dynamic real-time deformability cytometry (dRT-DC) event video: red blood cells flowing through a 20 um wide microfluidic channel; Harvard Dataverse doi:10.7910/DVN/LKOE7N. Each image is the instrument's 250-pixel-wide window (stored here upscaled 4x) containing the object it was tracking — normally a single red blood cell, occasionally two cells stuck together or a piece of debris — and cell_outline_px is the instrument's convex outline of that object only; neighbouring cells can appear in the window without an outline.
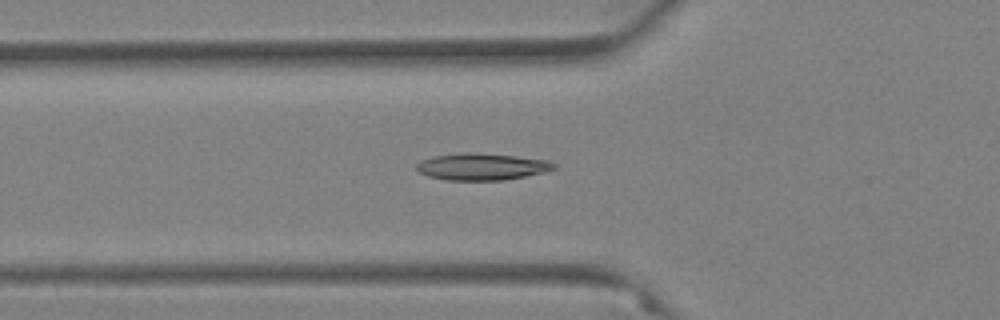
{"species": "Egyptian fruit bat (a non-hibernating species)", "species_latin": "Rousettus aegyptiacus", "temperature_condition": "warm", "stored_images_in_passage": 49, "camera_frame_rate_fps": 3000, "um_per_image_px": 0.085, "animal": {"sex": "female"}, "frame": {"image": 1, "passage_image": 13, "time_ms": 4.0, "image_size_px": [1000, 320], "cell_outline_px": [[556, 168], [548, 172], [504, 180], [448, 180], [428, 176], [420, 172], [416, 168], [416, 164], [432, 156], [516, 156], [548, 160], [556, 164]], "centroid_in_image_um": [41.06, 14.23], "position_along_channel_um": 84.7, "area_um2": 20.23}}
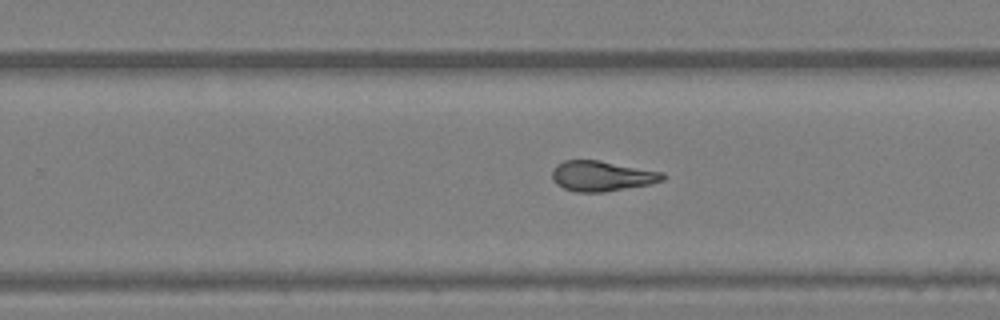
{"frame": {"image": 2, "passage_image": 29, "time_ms": 9.333, "image_size_px": [1000, 320], "cell_outline_px": [[668, 176], [664, 180], [652, 184], [604, 192], [576, 192], [564, 188], [556, 184], [552, 180], [552, 168], [556, 164], [564, 160], [596, 160], [664, 172]], "centroid_in_image_um": [51.16, 14.96], "position_along_channel_um": 278.6, "area_um2": 19.71}}
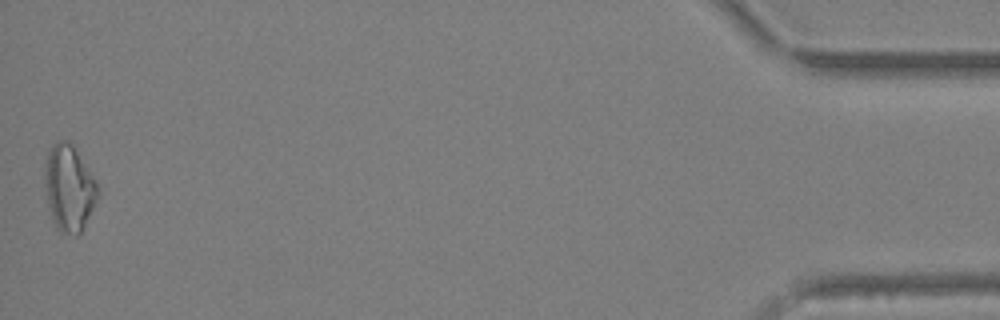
{"frame": {"image": 3, "passage_image": 49, "time_ms": 16.0, "image_size_px": [1000, 320], "cell_outline_px": [[96, 200], [80, 232], [76, 236], [60, 232], [56, 228], [52, 220], [48, 204], [44, 176], [44, 172], [48, 152], [52, 144], [56, 140], [68, 140], [72, 144], [92, 176], [96, 184]], "centroid_in_image_um": [5.81, 15.98], "position_along_channel_um": 429.4, "area_um2": 25.89}, "authors_computed_cell_mechanics": {"area_um2": 20.23, "velocity_mm_per_s": 3.6355, "shape_relaxation_time_tau1_ms": 9.5328, "shape_relaxation_time_tau2_ms": 1.944, "deformation_change_tau1": 0.2513, "deformation_change_tau2": 0.0898}}